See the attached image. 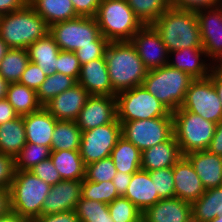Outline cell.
Listing matches in <instances>:
<instances>
[{"mask_svg": "<svg viewBox=\"0 0 222 222\" xmlns=\"http://www.w3.org/2000/svg\"><path fill=\"white\" fill-rule=\"evenodd\" d=\"M152 26L168 52L184 48H203L196 12L168 8Z\"/></svg>", "mask_w": 222, "mask_h": 222, "instance_id": "cell-2", "label": "cell"}, {"mask_svg": "<svg viewBox=\"0 0 222 222\" xmlns=\"http://www.w3.org/2000/svg\"><path fill=\"white\" fill-rule=\"evenodd\" d=\"M130 41L148 71L168 65L169 52L152 25H144Z\"/></svg>", "mask_w": 222, "mask_h": 222, "instance_id": "cell-14", "label": "cell"}, {"mask_svg": "<svg viewBox=\"0 0 222 222\" xmlns=\"http://www.w3.org/2000/svg\"><path fill=\"white\" fill-rule=\"evenodd\" d=\"M76 84L77 81L74 78L58 72L53 75H48L36 91L38 101L44 106L54 97L67 89L72 88Z\"/></svg>", "mask_w": 222, "mask_h": 222, "instance_id": "cell-35", "label": "cell"}, {"mask_svg": "<svg viewBox=\"0 0 222 222\" xmlns=\"http://www.w3.org/2000/svg\"><path fill=\"white\" fill-rule=\"evenodd\" d=\"M121 137L122 127L117 118L112 123L82 132L79 151L85 166L110 157Z\"/></svg>", "mask_w": 222, "mask_h": 222, "instance_id": "cell-12", "label": "cell"}, {"mask_svg": "<svg viewBox=\"0 0 222 222\" xmlns=\"http://www.w3.org/2000/svg\"><path fill=\"white\" fill-rule=\"evenodd\" d=\"M170 3L172 8L198 12L219 7L222 0H170Z\"/></svg>", "mask_w": 222, "mask_h": 222, "instance_id": "cell-45", "label": "cell"}, {"mask_svg": "<svg viewBox=\"0 0 222 222\" xmlns=\"http://www.w3.org/2000/svg\"><path fill=\"white\" fill-rule=\"evenodd\" d=\"M9 190L11 210L34 222L41 216V208L51 185L30 170H16Z\"/></svg>", "mask_w": 222, "mask_h": 222, "instance_id": "cell-6", "label": "cell"}, {"mask_svg": "<svg viewBox=\"0 0 222 222\" xmlns=\"http://www.w3.org/2000/svg\"><path fill=\"white\" fill-rule=\"evenodd\" d=\"M29 61L36 64L45 75L57 72V58L60 48L48 33L27 47Z\"/></svg>", "mask_w": 222, "mask_h": 222, "instance_id": "cell-26", "label": "cell"}, {"mask_svg": "<svg viewBox=\"0 0 222 222\" xmlns=\"http://www.w3.org/2000/svg\"><path fill=\"white\" fill-rule=\"evenodd\" d=\"M117 119L122 124L156 117H173L172 113L142 85L116 94Z\"/></svg>", "mask_w": 222, "mask_h": 222, "instance_id": "cell-9", "label": "cell"}, {"mask_svg": "<svg viewBox=\"0 0 222 222\" xmlns=\"http://www.w3.org/2000/svg\"><path fill=\"white\" fill-rule=\"evenodd\" d=\"M186 222H198L196 219H194L193 217H191L188 221Z\"/></svg>", "mask_w": 222, "mask_h": 222, "instance_id": "cell-61", "label": "cell"}, {"mask_svg": "<svg viewBox=\"0 0 222 222\" xmlns=\"http://www.w3.org/2000/svg\"><path fill=\"white\" fill-rule=\"evenodd\" d=\"M50 159L62 180H84L86 166L79 150L51 151Z\"/></svg>", "mask_w": 222, "mask_h": 222, "instance_id": "cell-27", "label": "cell"}, {"mask_svg": "<svg viewBox=\"0 0 222 222\" xmlns=\"http://www.w3.org/2000/svg\"><path fill=\"white\" fill-rule=\"evenodd\" d=\"M89 95L116 96L112 89L105 56L81 65L77 81Z\"/></svg>", "mask_w": 222, "mask_h": 222, "instance_id": "cell-20", "label": "cell"}, {"mask_svg": "<svg viewBox=\"0 0 222 222\" xmlns=\"http://www.w3.org/2000/svg\"><path fill=\"white\" fill-rule=\"evenodd\" d=\"M18 116L6 98L0 100V125L12 121Z\"/></svg>", "mask_w": 222, "mask_h": 222, "instance_id": "cell-53", "label": "cell"}, {"mask_svg": "<svg viewBox=\"0 0 222 222\" xmlns=\"http://www.w3.org/2000/svg\"><path fill=\"white\" fill-rule=\"evenodd\" d=\"M11 210L10 190L0 188V217Z\"/></svg>", "mask_w": 222, "mask_h": 222, "instance_id": "cell-56", "label": "cell"}, {"mask_svg": "<svg viewBox=\"0 0 222 222\" xmlns=\"http://www.w3.org/2000/svg\"><path fill=\"white\" fill-rule=\"evenodd\" d=\"M25 4L24 0H0V16L17 11Z\"/></svg>", "mask_w": 222, "mask_h": 222, "instance_id": "cell-55", "label": "cell"}, {"mask_svg": "<svg viewBox=\"0 0 222 222\" xmlns=\"http://www.w3.org/2000/svg\"><path fill=\"white\" fill-rule=\"evenodd\" d=\"M131 178L132 174L117 171L116 175L113 177L112 183L114 184L119 196L125 195Z\"/></svg>", "mask_w": 222, "mask_h": 222, "instance_id": "cell-51", "label": "cell"}, {"mask_svg": "<svg viewBox=\"0 0 222 222\" xmlns=\"http://www.w3.org/2000/svg\"><path fill=\"white\" fill-rule=\"evenodd\" d=\"M155 191L161 199L175 197L173 167L150 171Z\"/></svg>", "mask_w": 222, "mask_h": 222, "instance_id": "cell-42", "label": "cell"}, {"mask_svg": "<svg viewBox=\"0 0 222 222\" xmlns=\"http://www.w3.org/2000/svg\"><path fill=\"white\" fill-rule=\"evenodd\" d=\"M78 16L95 17L100 0H71Z\"/></svg>", "mask_w": 222, "mask_h": 222, "instance_id": "cell-49", "label": "cell"}, {"mask_svg": "<svg viewBox=\"0 0 222 222\" xmlns=\"http://www.w3.org/2000/svg\"><path fill=\"white\" fill-rule=\"evenodd\" d=\"M81 192L82 180H61L52 185L43 202L41 215L75 210Z\"/></svg>", "mask_w": 222, "mask_h": 222, "instance_id": "cell-16", "label": "cell"}, {"mask_svg": "<svg viewBox=\"0 0 222 222\" xmlns=\"http://www.w3.org/2000/svg\"><path fill=\"white\" fill-rule=\"evenodd\" d=\"M123 197L129 199L142 213L161 199L155 191L150 173L143 169L132 174L130 184Z\"/></svg>", "mask_w": 222, "mask_h": 222, "instance_id": "cell-25", "label": "cell"}, {"mask_svg": "<svg viewBox=\"0 0 222 222\" xmlns=\"http://www.w3.org/2000/svg\"><path fill=\"white\" fill-rule=\"evenodd\" d=\"M74 211L80 222H114L108 204L96 200L81 197Z\"/></svg>", "mask_w": 222, "mask_h": 222, "instance_id": "cell-37", "label": "cell"}, {"mask_svg": "<svg viewBox=\"0 0 222 222\" xmlns=\"http://www.w3.org/2000/svg\"><path fill=\"white\" fill-rule=\"evenodd\" d=\"M95 18L109 42L130 41L144 26L126 0H100Z\"/></svg>", "mask_w": 222, "mask_h": 222, "instance_id": "cell-5", "label": "cell"}, {"mask_svg": "<svg viewBox=\"0 0 222 222\" xmlns=\"http://www.w3.org/2000/svg\"><path fill=\"white\" fill-rule=\"evenodd\" d=\"M142 217L146 222H186L192 217V205L177 197L160 199Z\"/></svg>", "mask_w": 222, "mask_h": 222, "instance_id": "cell-22", "label": "cell"}, {"mask_svg": "<svg viewBox=\"0 0 222 222\" xmlns=\"http://www.w3.org/2000/svg\"><path fill=\"white\" fill-rule=\"evenodd\" d=\"M116 118V96L90 95L75 122L85 132L112 123Z\"/></svg>", "mask_w": 222, "mask_h": 222, "instance_id": "cell-15", "label": "cell"}, {"mask_svg": "<svg viewBox=\"0 0 222 222\" xmlns=\"http://www.w3.org/2000/svg\"><path fill=\"white\" fill-rule=\"evenodd\" d=\"M194 79L169 65L149 70L142 86L171 113L184 102L186 92Z\"/></svg>", "mask_w": 222, "mask_h": 222, "instance_id": "cell-4", "label": "cell"}, {"mask_svg": "<svg viewBox=\"0 0 222 222\" xmlns=\"http://www.w3.org/2000/svg\"><path fill=\"white\" fill-rule=\"evenodd\" d=\"M143 25H152L168 8L170 0H126Z\"/></svg>", "mask_w": 222, "mask_h": 222, "instance_id": "cell-36", "label": "cell"}, {"mask_svg": "<svg viewBox=\"0 0 222 222\" xmlns=\"http://www.w3.org/2000/svg\"><path fill=\"white\" fill-rule=\"evenodd\" d=\"M26 143L23 116L0 125V153L15 158Z\"/></svg>", "mask_w": 222, "mask_h": 222, "instance_id": "cell-29", "label": "cell"}, {"mask_svg": "<svg viewBox=\"0 0 222 222\" xmlns=\"http://www.w3.org/2000/svg\"><path fill=\"white\" fill-rule=\"evenodd\" d=\"M29 62L27 49L10 48L0 62V76L8 83L19 82Z\"/></svg>", "mask_w": 222, "mask_h": 222, "instance_id": "cell-34", "label": "cell"}, {"mask_svg": "<svg viewBox=\"0 0 222 222\" xmlns=\"http://www.w3.org/2000/svg\"><path fill=\"white\" fill-rule=\"evenodd\" d=\"M51 148L27 142L15 157L16 170H30L32 167L48 159Z\"/></svg>", "mask_w": 222, "mask_h": 222, "instance_id": "cell-38", "label": "cell"}, {"mask_svg": "<svg viewBox=\"0 0 222 222\" xmlns=\"http://www.w3.org/2000/svg\"><path fill=\"white\" fill-rule=\"evenodd\" d=\"M9 49L10 48L7 46V44L0 37V62L2 61L3 57Z\"/></svg>", "mask_w": 222, "mask_h": 222, "instance_id": "cell-59", "label": "cell"}, {"mask_svg": "<svg viewBox=\"0 0 222 222\" xmlns=\"http://www.w3.org/2000/svg\"><path fill=\"white\" fill-rule=\"evenodd\" d=\"M175 197L193 203L206 191L190 160L183 156L173 166Z\"/></svg>", "mask_w": 222, "mask_h": 222, "instance_id": "cell-18", "label": "cell"}, {"mask_svg": "<svg viewBox=\"0 0 222 222\" xmlns=\"http://www.w3.org/2000/svg\"><path fill=\"white\" fill-rule=\"evenodd\" d=\"M81 197L109 204L120 196L112 181L92 182L82 180Z\"/></svg>", "mask_w": 222, "mask_h": 222, "instance_id": "cell-39", "label": "cell"}, {"mask_svg": "<svg viewBox=\"0 0 222 222\" xmlns=\"http://www.w3.org/2000/svg\"><path fill=\"white\" fill-rule=\"evenodd\" d=\"M168 65L189 74L193 79L209 77L213 64L203 48H184L169 52Z\"/></svg>", "mask_w": 222, "mask_h": 222, "instance_id": "cell-19", "label": "cell"}, {"mask_svg": "<svg viewBox=\"0 0 222 222\" xmlns=\"http://www.w3.org/2000/svg\"><path fill=\"white\" fill-rule=\"evenodd\" d=\"M142 152L123 136L111 151V158L116 170L126 174H134L141 169Z\"/></svg>", "mask_w": 222, "mask_h": 222, "instance_id": "cell-32", "label": "cell"}, {"mask_svg": "<svg viewBox=\"0 0 222 222\" xmlns=\"http://www.w3.org/2000/svg\"><path fill=\"white\" fill-rule=\"evenodd\" d=\"M89 96L88 91L77 83L54 97L43 107L56 120L75 121Z\"/></svg>", "mask_w": 222, "mask_h": 222, "instance_id": "cell-17", "label": "cell"}, {"mask_svg": "<svg viewBox=\"0 0 222 222\" xmlns=\"http://www.w3.org/2000/svg\"><path fill=\"white\" fill-rule=\"evenodd\" d=\"M181 108L216 124L222 120V103L210 77L191 82Z\"/></svg>", "mask_w": 222, "mask_h": 222, "instance_id": "cell-11", "label": "cell"}, {"mask_svg": "<svg viewBox=\"0 0 222 222\" xmlns=\"http://www.w3.org/2000/svg\"><path fill=\"white\" fill-rule=\"evenodd\" d=\"M173 130L183 156L194 151L209 148L214 136L216 123L182 109L173 113Z\"/></svg>", "mask_w": 222, "mask_h": 222, "instance_id": "cell-8", "label": "cell"}, {"mask_svg": "<svg viewBox=\"0 0 222 222\" xmlns=\"http://www.w3.org/2000/svg\"><path fill=\"white\" fill-rule=\"evenodd\" d=\"M16 164L13 156L0 153V188H8L15 178Z\"/></svg>", "mask_w": 222, "mask_h": 222, "instance_id": "cell-46", "label": "cell"}, {"mask_svg": "<svg viewBox=\"0 0 222 222\" xmlns=\"http://www.w3.org/2000/svg\"><path fill=\"white\" fill-rule=\"evenodd\" d=\"M48 33V24L29 3L0 16V37L9 48L27 49Z\"/></svg>", "mask_w": 222, "mask_h": 222, "instance_id": "cell-3", "label": "cell"}, {"mask_svg": "<svg viewBox=\"0 0 222 222\" xmlns=\"http://www.w3.org/2000/svg\"><path fill=\"white\" fill-rule=\"evenodd\" d=\"M49 34L60 50L75 52L86 46H108L95 17L78 16L49 26Z\"/></svg>", "mask_w": 222, "mask_h": 222, "instance_id": "cell-7", "label": "cell"}, {"mask_svg": "<svg viewBox=\"0 0 222 222\" xmlns=\"http://www.w3.org/2000/svg\"><path fill=\"white\" fill-rule=\"evenodd\" d=\"M29 4L48 26L78 17L71 0H30Z\"/></svg>", "mask_w": 222, "mask_h": 222, "instance_id": "cell-28", "label": "cell"}, {"mask_svg": "<svg viewBox=\"0 0 222 222\" xmlns=\"http://www.w3.org/2000/svg\"><path fill=\"white\" fill-rule=\"evenodd\" d=\"M192 163L204 188L222 186V157L208 150L194 151L185 155Z\"/></svg>", "mask_w": 222, "mask_h": 222, "instance_id": "cell-23", "label": "cell"}, {"mask_svg": "<svg viewBox=\"0 0 222 222\" xmlns=\"http://www.w3.org/2000/svg\"><path fill=\"white\" fill-rule=\"evenodd\" d=\"M196 15L206 57L213 65H222V4Z\"/></svg>", "mask_w": 222, "mask_h": 222, "instance_id": "cell-13", "label": "cell"}, {"mask_svg": "<svg viewBox=\"0 0 222 222\" xmlns=\"http://www.w3.org/2000/svg\"><path fill=\"white\" fill-rule=\"evenodd\" d=\"M209 222H222V215L217 216L216 218H214L213 220Z\"/></svg>", "mask_w": 222, "mask_h": 222, "instance_id": "cell-60", "label": "cell"}, {"mask_svg": "<svg viewBox=\"0 0 222 222\" xmlns=\"http://www.w3.org/2000/svg\"><path fill=\"white\" fill-rule=\"evenodd\" d=\"M182 157L183 154L173 134L167 141L142 151L141 169L150 172L173 167Z\"/></svg>", "mask_w": 222, "mask_h": 222, "instance_id": "cell-21", "label": "cell"}, {"mask_svg": "<svg viewBox=\"0 0 222 222\" xmlns=\"http://www.w3.org/2000/svg\"><path fill=\"white\" fill-rule=\"evenodd\" d=\"M30 171L51 186L62 180L50 157L32 167Z\"/></svg>", "mask_w": 222, "mask_h": 222, "instance_id": "cell-44", "label": "cell"}, {"mask_svg": "<svg viewBox=\"0 0 222 222\" xmlns=\"http://www.w3.org/2000/svg\"><path fill=\"white\" fill-rule=\"evenodd\" d=\"M6 99L19 116L37 112L43 107L38 101L36 90L19 82L9 83Z\"/></svg>", "mask_w": 222, "mask_h": 222, "instance_id": "cell-30", "label": "cell"}, {"mask_svg": "<svg viewBox=\"0 0 222 222\" xmlns=\"http://www.w3.org/2000/svg\"><path fill=\"white\" fill-rule=\"evenodd\" d=\"M207 150L222 157V120L216 124L214 136Z\"/></svg>", "mask_w": 222, "mask_h": 222, "instance_id": "cell-52", "label": "cell"}, {"mask_svg": "<svg viewBox=\"0 0 222 222\" xmlns=\"http://www.w3.org/2000/svg\"><path fill=\"white\" fill-rule=\"evenodd\" d=\"M81 64L75 52L60 50L57 58V72L70 76L78 81Z\"/></svg>", "mask_w": 222, "mask_h": 222, "instance_id": "cell-43", "label": "cell"}, {"mask_svg": "<svg viewBox=\"0 0 222 222\" xmlns=\"http://www.w3.org/2000/svg\"><path fill=\"white\" fill-rule=\"evenodd\" d=\"M26 141L51 148L56 120L44 107L23 116Z\"/></svg>", "mask_w": 222, "mask_h": 222, "instance_id": "cell-24", "label": "cell"}, {"mask_svg": "<svg viewBox=\"0 0 222 222\" xmlns=\"http://www.w3.org/2000/svg\"><path fill=\"white\" fill-rule=\"evenodd\" d=\"M191 205L192 217L198 222H209L222 215V186L207 189Z\"/></svg>", "mask_w": 222, "mask_h": 222, "instance_id": "cell-31", "label": "cell"}, {"mask_svg": "<svg viewBox=\"0 0 222 222\" xmlns=\"http://www.w3.org/2000/svg\"><path fill=\"white\" fill-rule=\"evenodd\" d=\"M34 222H80L74 210L45 214L39 216Z\"/></svg>", "mask_w": 222, "mask_h": 222, "instance_id": "cell-50", "label": "cell"}, {"mask_svg": "<svg viewBox=\"0 0 222 222\" xmlns=\"http://www.w3.org/2000/svg\"><path fill=\"white\" fill-rule=\"evenodd\" d=\"M81 135L75 121L58 120L52 133L51 151L79 150Z\"/></svg>", "mask_w": 222, "mask_h": 222, "instance_id": "cell-33", "label": "cell"}, {"mask_svg": "<svg viewBox=\"0 0 222 222\" xmlns=\"http://www.w3.org/2000/svg\"><path fill=\"white\" fill-rule=\"evenodd\" d=\"M114 222H137L142 212L127 198L120 196L108 204Z\"/></svg>", "mask_w": 222, "mask_h": 222, "instance_id": "cell-40", "label": "cell"}, {"mask_svg": "<svg viewBox=\"0 0 222 222\" xmlns=\"http://www.w3.org/2000/svg\"><path fill=\"white\" fill-rule=\"evenodd\" d=\"M0 222H31L29 219L22 217L13 210L0 217Z\"/></svg>", "mask_w": 222, "mask_h": 222, "instance_id": "cell-57", "label": "cell"}, {"mask_svg": "<svg viewBox=\"0 0 222 222\" xmlns=\"http://www.w3.org/2000/svg\"><path fill=\"white\" fill-rule=\"evenodd\" d=\"M137 222H146L145 219L142 217L141 219H139Z\"/></svg>", "mask_w": 222, "mask_h": 222, "instance_id": "cell-62", "label": "cell"}, {"mask_svg": "<svg viewBox=\"0 0 222 222\" xmlns=\"http://www.w3.org/2000/svg\"><path fill=\"white\" fill-rule=\"evenodd\" d=\"M46 76L36 64L29 62L25 71L22 73L19 83L37 91L45 81Z\"/></svg>", "mask_w": 222, "mask_h": 222, "instance_id": "cell-47", "label": "cell"}, {"mask_svg": "<svg viewBox=\"0 0 222 222\" xmlns=\"http://www.w3.org/2000/svg\"><path fill=\"white\" fill-rule=\"evenodd\" d=\"M122 136L141 152L167 141L174 133L173 117H156L123 122Z\"/></svg>", "mask_w": 222, "mask_h": 222, "instance_id": "cell-10", "label": "cell"}, {"mask_svg": "<svg viewBox=\"0 0 222 222\" xmlns=\"http://www.w3.org/2000/svg\"><path fill=\"white\" fill-rule=\"evenodd\" d=\"M105 58L112 89L116 94L143 84L148 70L131 41L109 42Z\"/></svg>", "mask_w": 222, "mask_h": 222, "instance_id": "cell-1", "label": "cell"}, {"mask_svg": "<svg viewBox=\"0 0 222 222\" xmlns=\"http://www.w3.org/2000/svg\"><path fill=\"white\" fill-rule=\"evenodd\" d=\"M209 77L212 79L219 99L222 103V65H213Z\"/></svg>", "mask_w": 222, "mask_h": 222, "instance_id": "cell-54", "label": "cell"}, {"mask_svg": "<svg viewBox=\"0 0 222 222\" xmlns=\"http://www.w3.org/2000/svg\"><path fill=\"white\" fill-rule=\"evenodd\" d=\"M117 170L111 157L86 165L85 179L92 182L112 181Z\"/></svg>", "mask_w": 222, "mask_h": 222, "instance_id": "cell-41", "label": "cell"}, {"mask_svg": "<svg viewBox=\"0 0 222 222\" xmlns=\"http://www.w3.org/2000/svg\"><path fill=\"white\" fill-rule=\"evenodd\" d=\"M107 46H86L75 51L81 65L105 56Z\"/></svg>", "mask_w": 222, "mask_h": 222, "instance_id": "cell-48", "label": "cell"}, {"mask_svg": "<svg viewBox=\"0 0 222 222\" xmlns=\"http://www.w3.org/2000/svg\"><path fill=\"white\" fill-rule=\"evenodd\" d=\"M8 85L9 83L0 76V100L6 98Z\"/></svg>", "mask_w": 222, "mask_h": 222, "instance_id": "cell-58", "label": "cell"}]
</instances>
